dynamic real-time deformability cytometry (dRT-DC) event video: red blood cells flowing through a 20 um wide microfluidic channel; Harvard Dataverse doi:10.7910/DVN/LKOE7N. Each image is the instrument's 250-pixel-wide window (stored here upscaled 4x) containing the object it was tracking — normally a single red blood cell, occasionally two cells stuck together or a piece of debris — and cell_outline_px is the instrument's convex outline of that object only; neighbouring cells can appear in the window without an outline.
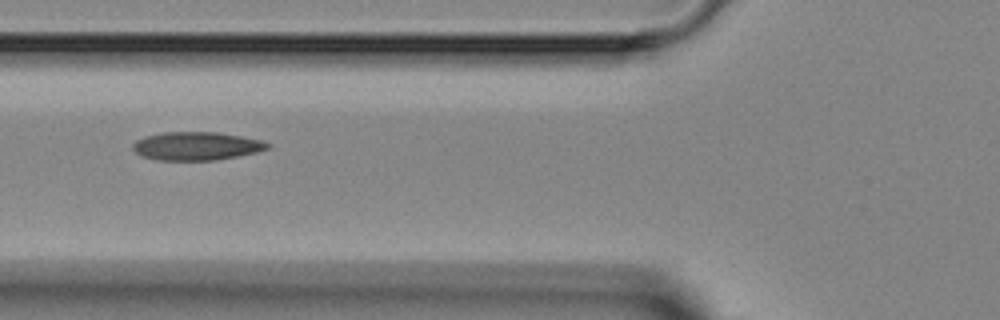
{"species": "Egyptian fruit bat (a non-hibernating species)", "species_latin": "Rousettus aegyptiacus", "temperature_condition": "room temperature", "stored_images_in_passage": 4, "camera_frame_rate_fps": 3000, "um_per_image_px": 0.085, "animal": {"sex": "female"}, "frame": {"image": 1, "passage_image": 2, "time_ms": 2.0, "image_size_px": [1000, 320], "cell_outline_px": [[272, 144], [268, 148], [256, 152], [216, 160], [156, 160], [140, 156], [132, 148], [132, 144], [136, 140], [144, 136], [164, 132], [216, 132], [264, 140]], "centroid_in_image_um": [16.68, 12.41], "position_along_channel_um": 109.1, "area_um2": 22.31}}
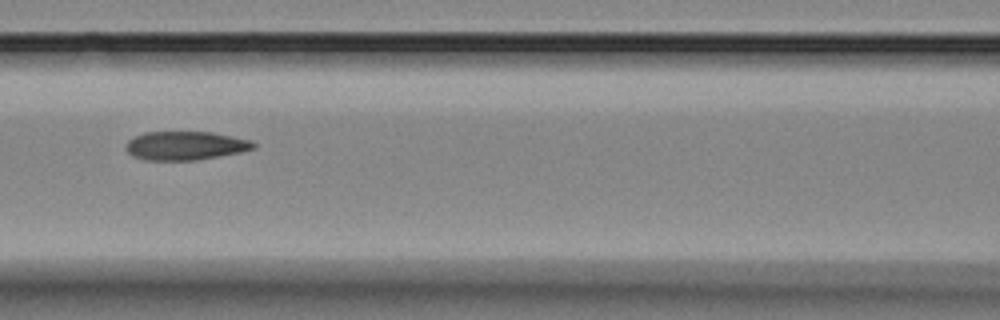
{"frame": {"image": 2, "passage_image": 3, "time_ms": 3.0, "image_size_px": [1000, 320], "cell_outline_px": [[256, 148], [240, 152], [196, 160], [144, 160], [132, 156], [124, 148], [124, 144], [128, 140], [144, 132], [212, 132], [252, 140], [256, 144]], "centroid_in_image_um": [15.74, 12.38], "position_along_channel_um": 150.9, "area_um2": 21.44}}
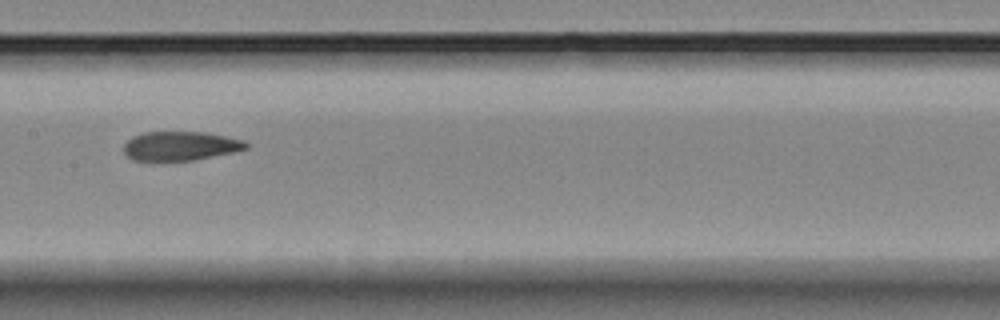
{"frame": {"image": 3, "passage_image": 4, "time_ms": 4.0, "image_size_px": [1000, 320], "cell_outline_px": [[248, 148], [232, 152], [192, 160], [132, 160], [124, 152], [124, 144], [132, 136], [144, 132], [204, 132], [244, 140], [248, 144]], "centroid_in_image_um": [15.31, 12.39], "position_along_channel_um": 192.1, "area_um2": 20.46}}